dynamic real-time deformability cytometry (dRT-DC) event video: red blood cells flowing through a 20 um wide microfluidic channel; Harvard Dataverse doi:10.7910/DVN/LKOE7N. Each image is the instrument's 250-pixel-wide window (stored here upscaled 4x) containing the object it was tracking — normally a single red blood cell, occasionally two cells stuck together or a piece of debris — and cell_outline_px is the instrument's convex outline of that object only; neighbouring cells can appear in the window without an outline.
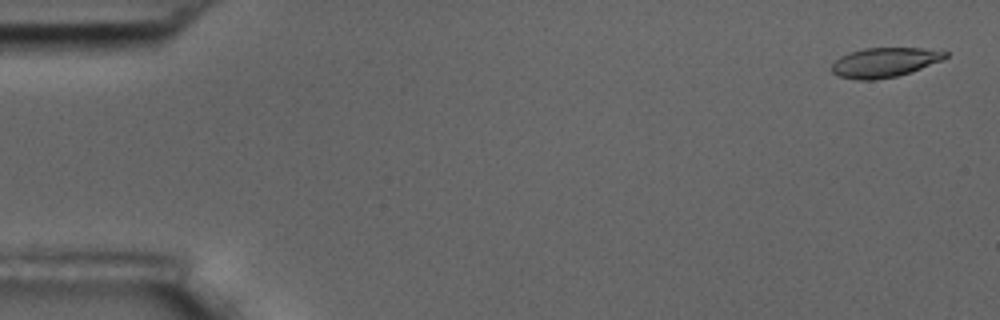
{"species": "common noctule bat (a hibernating species)", "species_latin": "Nyctalus noctula", "temperature_condition": "room temperature", "stored_images_in_passage": 4, "camera_frame_rate_fps": 3000, "um_per_image_px": 0.085, "animal": {"sex": "male", "body_mass_g": 17.5, "forearm_length_mm": 52.3}, "frame": {"image": 1, "passage_image": 1, "time_ms": 0.0, "image_size_px": [1000, 320], "cell_outline_px": [[948, 56], [940, 60], [920, 68], [896, 76], [872, 80], [856, 80], [840, 76], [832, 72], [828, 68], [840, 56], [864, 48], [920, 48], [948, 52]], "centroid_in_image_um": [75.12, 5.3], "position_along_channel_um": 9.9, "area_um2": 19.25}}